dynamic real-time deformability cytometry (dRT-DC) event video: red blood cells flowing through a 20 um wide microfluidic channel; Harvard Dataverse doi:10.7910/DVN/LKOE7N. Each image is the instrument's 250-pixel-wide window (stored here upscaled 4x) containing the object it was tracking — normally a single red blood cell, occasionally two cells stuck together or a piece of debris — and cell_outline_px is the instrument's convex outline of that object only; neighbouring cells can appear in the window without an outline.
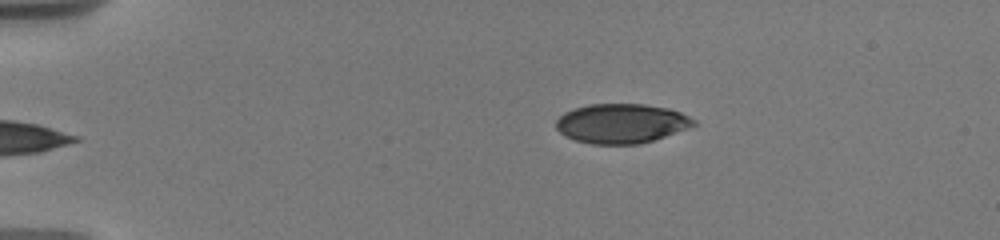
{"species": "human", "species_latin": "Homo sapiens", "temperature_condition": "warm", "stored_images_in_passage": 10, "camera_frame_rate_fps": 3000, "um_per_image_px": 0.085, "donor": {"sex": "male"}, "frame": {"image": 1, "passage_image": 1, "time_ms": 0.0, "image_size_px": [1000, 240], "cell_outline_px": [[696, 124], [664, 136], [640, 144], [592, 144], [576, 140], [564, 136], [556, 128], [556, 120], [564, 112], [588, 104], [644, 104], [668, 108], [680, 112], [696, 120]], "centroid_in_image_um": [52.78, 10.49], "position_along_channel_um": 32.2, "area_um2": 31.44}}